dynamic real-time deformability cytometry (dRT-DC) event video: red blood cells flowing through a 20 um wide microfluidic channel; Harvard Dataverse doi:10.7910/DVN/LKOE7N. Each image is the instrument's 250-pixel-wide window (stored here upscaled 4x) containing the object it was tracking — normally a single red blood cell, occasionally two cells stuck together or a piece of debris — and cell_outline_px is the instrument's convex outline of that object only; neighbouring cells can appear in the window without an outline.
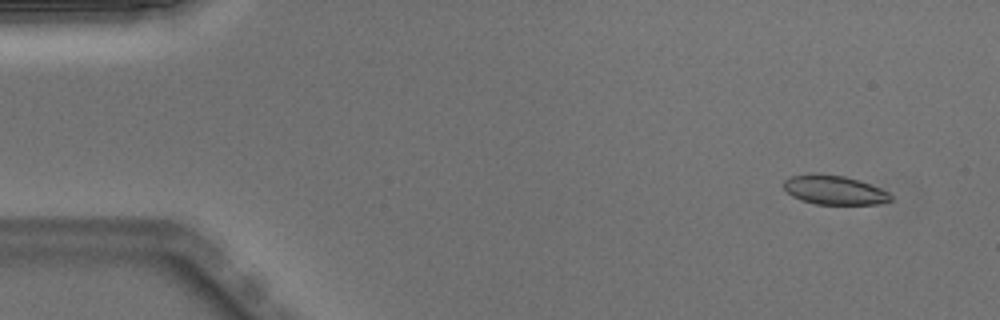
{"species": "Egyptian fruit bat (a non-hibernating species)", "species_latin": "Rousettus aegyptiacus", "temperature_condition": "warm", "stored_images_in_passage": 50, "camera_frame_rate_fps": 3000, "um_per_image_px": 0.085, "animal": {"sex": "male"}, "frame": {"image": 1, "passage_image": 4, "time_ms": 1.0, "image_size_px": [1000, 320], "cell_outline_px": [[892, 200], [880, 204], [816, 204], [800, 200], [792, 196], [784, 188], [784, 180], [792, 176], [844, 176], [860, 180], [880, 188], [888, 192], [892, 196]], "centroid_in_image_um": [70.97, 16.2], "position_along_channel_um": 14.0, "area_um2": 17.57}}
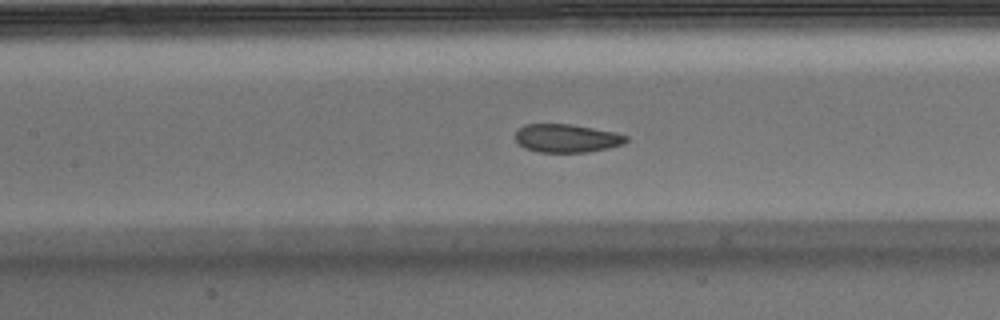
{"frame": {"image": 2, "passage_image": 23, "time_ms": 7.333, "image_size_px": [1000, 320], "cell_outline_px": [[628, 140], [624, 144], [608, 148], [588, 152], [540, 152], [524, 148], [516, 140], [516, 132], [524, 124], [568, 124], [616, 132], [628, 136]], "centroid_in_image_um": [48.19, 11.75], "position_along_channel_um": 159.2, "area_um2": 18.21}}
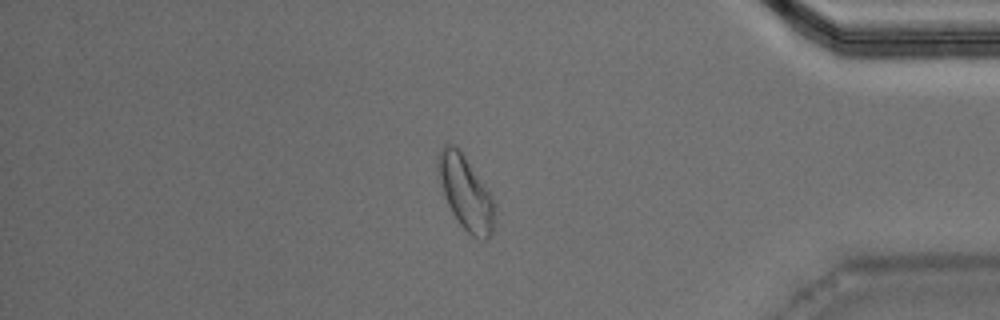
{"frame": {"image": 3, "passage_image": 43, "time_ms": 14.0, "image_size_px": [1000, 320], "cell_outline_px": [[496, 216], [492, 232], [488, 240], [480, 240], [472, 236], [460, 224], [452, 212], [448, 204], [436, 168], [436, 160], [440, 148], [444, 144], [456, 144], [460, 148], [492, 196], [496, 212]], "centroid_in_image_um": [39.59, 16.36], "position_along_channel_um": 395.6, "area_um2": 24.57}, "authors_computed_cell_mechanics": {"area_um2": 19.3919, "velocity_mm_per_s": 4.0032, "shape_relaxation_time_tau1_ms": 4.9153, "shape_relaxation_time_tau2_ms": 1.1532, "deformation_change_tau1": 0.1275, "deformation_change_tau2": 0.0581}}